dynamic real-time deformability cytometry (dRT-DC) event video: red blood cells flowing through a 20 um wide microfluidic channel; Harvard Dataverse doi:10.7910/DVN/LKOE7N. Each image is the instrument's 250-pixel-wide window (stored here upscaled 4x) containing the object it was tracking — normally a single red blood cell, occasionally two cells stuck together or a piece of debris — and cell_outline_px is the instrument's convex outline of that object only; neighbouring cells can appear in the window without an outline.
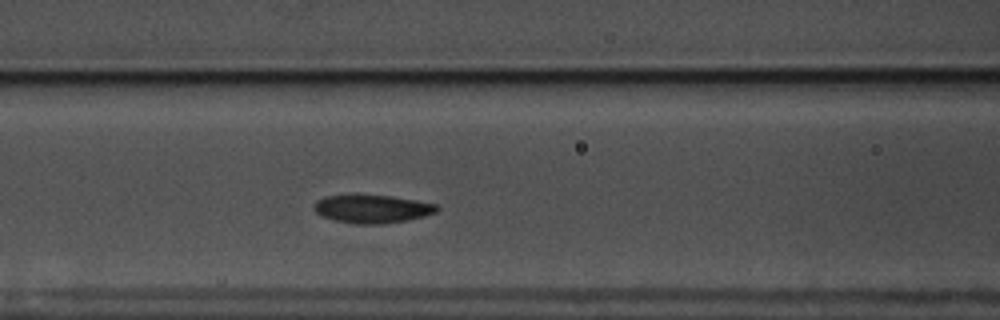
{"species": "common noctule bat (a hibernating species)", "species_latin": "Nyctalus noctula", "temperature_condition": "warm", "stored_images_in_passage": 49, "camera_frame_rate_fps": 3000, "um_per_image_px": 0.085, "animal": {"sex": "male", "body_mass_g": 17.5, "forearm_length_mm": 52.3}, "frame": {"image": 1, "passage_image": 16, "time_ms": 5.0, "image_size_px": [1000, 320], "cell_outline_px": [[440, 208], [436, 212], [424, 216], [408, 220], [384, 224], [360, 224], [336, 220], [324, 216], [316, 212], [312, 208], [312, 204], [316, 200], [324, 196], [356, 192], [392, 196], [416, 200], [436, 204]], "centroid_in_image_um": [31.59, 17.7], "position_along_channel_um": 135.0, "area_um2": 20.92}}
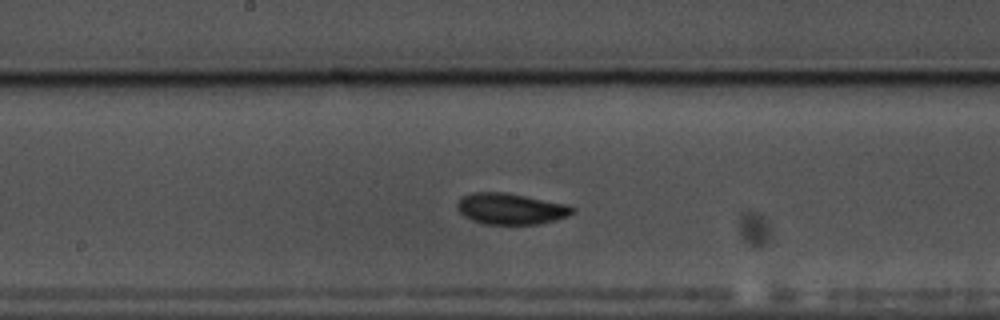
{"frame": {"image": 2, "passage_image": 22, "time_ms": 7.0, "image_size_px": [1000, 320], "cell_outline_px": [[576, 208], [568, 216], [556, 220], [536, 224], [484, 224], [472, 220], [464, 216], [456, 208], [456, 204], [464, 196], [472, 192], [504, 192], [568, 204]], "centroid_in_image_um": [43.42, 17.75], "position_along_channel_um": 204.8, "area_um2": 20.87}}
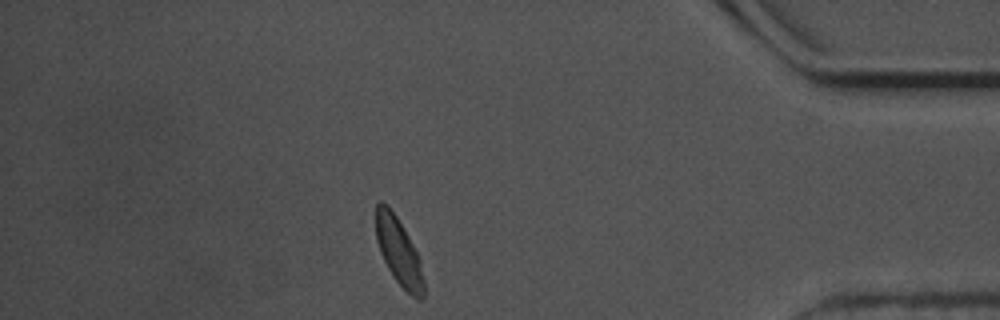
{"frame": {"image": 3, "passage_image": 42, "time_ms": 13.667, "image_size_px": [1000, 320], "cell_outline_px": [[424, 296], [420, 300], [416, 300], [396, 280], [388, 268], [380, 252], [376, 240], [376, 204], [380, 200], [388, 204], [396, 216], [408, 236], [420, 260], [424, 280]], "centroid_in_image_um": [33.89, 21.37], "position_along_channel_um": 401.3, "area_um2": 18.61}, "authors_computed_cell_mechanics": {"area_um2": 19.652, "velocity_mm_per_s": 3.5148, "shape_relaxation_time_tau1_ms": 3.7382, "shape_relaxation_time_tau2_ms": 9.1278, "deformation_change_tau1": 0.1254, "deformation_change_tau2": 0.1015}}